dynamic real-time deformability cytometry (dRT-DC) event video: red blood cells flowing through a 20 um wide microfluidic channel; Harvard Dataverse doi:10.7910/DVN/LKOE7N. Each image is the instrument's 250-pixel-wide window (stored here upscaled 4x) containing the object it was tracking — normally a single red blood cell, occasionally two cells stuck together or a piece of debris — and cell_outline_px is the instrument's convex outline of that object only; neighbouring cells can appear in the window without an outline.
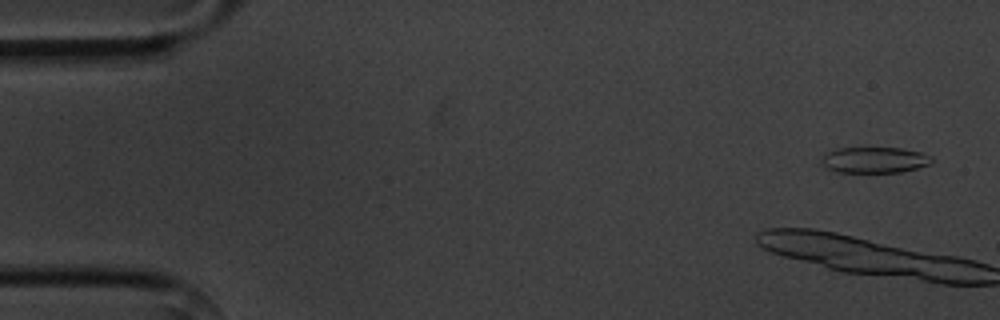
{"species": "common noctule bat (a hibernating species)", "species_latin": "Nyctalus noctula", "temperature_condition": "cold", "stored_images_in_passage": 4, "camera_frame_rate_fps": 3000, "um_per_image_px": 0.085, "animal": {"sex": "male", "body_mass_g": 20.1, "forearm_length_mm": 53.5}, "frame": {"image": 1, "passage_image": 1, "time_ms": 0.0, "image_size_px": [1000, 320], "cell_outline_px": [[932, 160], [928, 164], [916, 168], [900, 172], [836, 172], [820, 164], [820, 160], [824, 152], [836, 148], [900, 148], [920, 152], [932, 156]], "centroid_in_image_um": [74.25, 13.59], "position_along_channel_um": 10.7, "area_um2": 16.7}}